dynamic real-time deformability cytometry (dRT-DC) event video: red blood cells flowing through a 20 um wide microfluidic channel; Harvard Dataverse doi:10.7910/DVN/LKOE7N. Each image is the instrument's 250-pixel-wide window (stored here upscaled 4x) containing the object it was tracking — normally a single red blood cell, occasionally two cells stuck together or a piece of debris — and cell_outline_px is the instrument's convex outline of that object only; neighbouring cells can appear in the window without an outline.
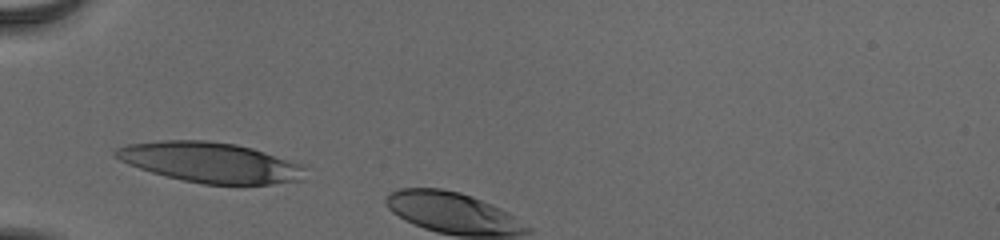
{"species": "human", "species_latin": "Homo sapiens", "temperature_condition": "cold", "stored_images_in_passage": 3, "camera_frame_rate_fps": 3000, "um_per_image_px": 0.085, "donor": {"sex": "male"}, "frame": {"image": 1, "passage_image": 1, "time_ms": 0.0, "image_size_px": [1000, 240], "cell_outline_px": [[304, 180], [244, 188], [204, 184], [184, 180], [152, 172], [128, 164], [112, 156], [112, 152], [116, 148], [128, 144], [160, 140], [204, 140], [236, 144], [252, 148], [304, 164]], "centroid_in_image_um": [17.94, 13.84], "position_along_channel_um": 67.1, "area_um2": 45.49}}